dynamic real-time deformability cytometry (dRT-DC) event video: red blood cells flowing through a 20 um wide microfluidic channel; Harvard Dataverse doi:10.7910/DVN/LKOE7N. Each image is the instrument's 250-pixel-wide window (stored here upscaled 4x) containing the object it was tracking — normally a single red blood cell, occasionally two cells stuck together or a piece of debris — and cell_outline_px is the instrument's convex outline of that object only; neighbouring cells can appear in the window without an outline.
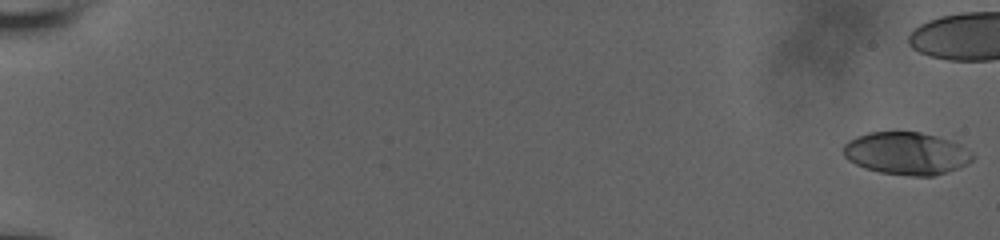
{"species": "human", "species_latin": "Homo sapiens", "temperature_condition": "room temperature", "stored_images_in_passage": 51, "camera_frame_rate_fps": 3000, "um_per_image_px": 0.085, "donor": {"sex": "male"}, "frame": {"image": 1, "passage_image": 1, "time_ms": 0.0, "image_size_px": [1000, 240], "cell_outline_px": [[976, 156], [968, 164], [932, 176], [912, 176], [880, 172], [864, 168], [848, 160], [844, 156], [844, 144], [848, 140], [856, 136], [868, 132], [920, 132], [936, 136], [960, 144], [972, 152]], "centroid_in_image_um": [77.04, 13.03], "position_along_channel_um": 8.0, "area_um2": 31.96}}
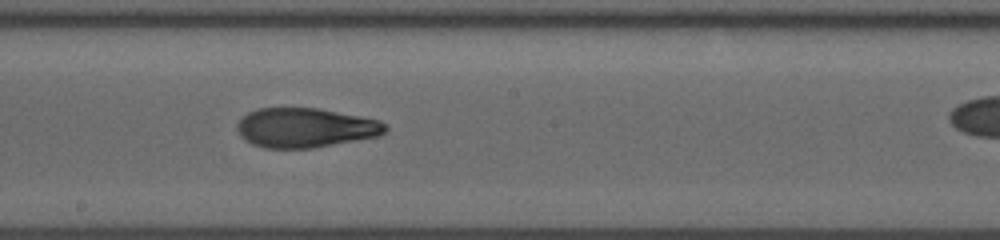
{"frame": {"image": 2, "passage_image": 35, "time_ms": 11.333, "image_size_px": [1000, 240], "cell_outline_px": [[388, 128], [380, 136], [312, 148], [264, 148], [252, 144], [244, 140], [240, 136], [236, 128], [236, 124], [248, 112], [256, 108], [320, 108], [380, 120], [388, 124]], "centroid_in_image_um": [25.96, 10.85], "position_along_channel_um": 222.2, "area_um2": 34.39}}
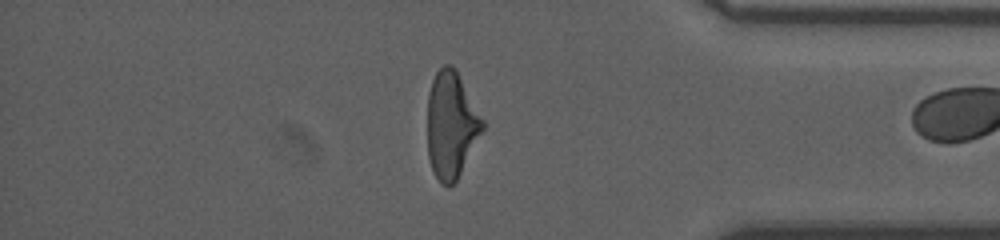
{"frame": {"image": 3, "passage_image": 50, "time_ms": 16.333, "image_size_px": [1000, 240], "cell_outline_px": [[484, 128], [456, 180], [448, 188], [440, 184], [432, 168], [428, 156], [428, 92], [432, 80], [436, 72], [444, 64], [452, 64], [484, 120]], "centroid_in_image_um": [38.34, 10.62], "position_along_channel_um": 396.9, "area_um2": 33.81}}